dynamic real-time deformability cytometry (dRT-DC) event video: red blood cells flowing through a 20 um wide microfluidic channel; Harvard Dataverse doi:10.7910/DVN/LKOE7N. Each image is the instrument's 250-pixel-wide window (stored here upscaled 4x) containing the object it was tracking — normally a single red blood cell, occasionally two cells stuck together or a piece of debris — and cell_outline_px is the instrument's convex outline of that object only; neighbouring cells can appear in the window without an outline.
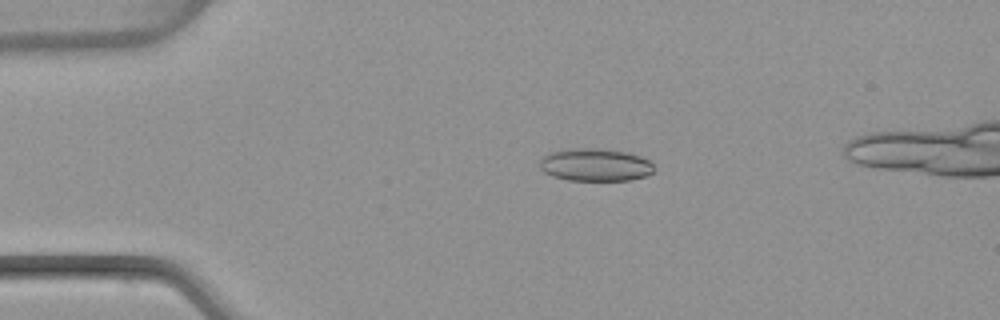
{"species": "common noctule bat (a hibernating species)", "species_latin": "Nyctalus noctula", "temperature_condition": "warm", "stored_images_in_passage": 46, "camera_frame_rate_fps": 3000, "um_per_image_px": 0.085, "animal": {"sex": "female", "body_mass_g": 22.7, "forearm_length_mm": 54.2}, "frame": {"image": 1, "passage_image": 9, "time_ms": 2.667, "image_size_px": [1000, 320], "cell_outline_px": [[652, 172], [648, 176], [632, 180], [568, 180], [552, 176], [544, 172], [540, 168], [540, 160], [548, 152], [568, 148], [600, 148], [628, 152], [640, 156], [648, 160], [652, 164]], "centroid_in_image_um": [50.58, 14.0], "position_along_channel_um": 34.4, "area_um2": 21.96}}
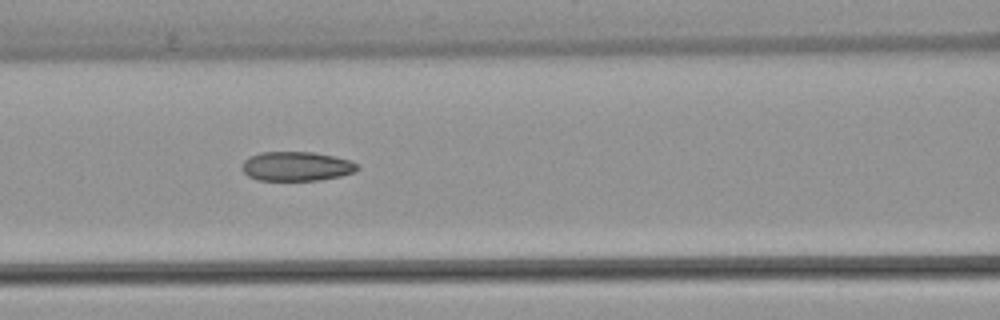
{"frame": {"image": 2, "passage_image": 20, "time_ms": 6.333, "image_size_px": [1000, 320], "cell_outline_px": [[360, 168], [356, 172], [340, 176], [316, 180], [256, 180], [248, 176], [244, 172], [244, 160], [248, 156], [260, 152], [312, 152], [352, 160]], "centroid_in_image_um": [25.22, 14.13], "position_along_channel_um": 141.4, "area_um2": 19.65}}
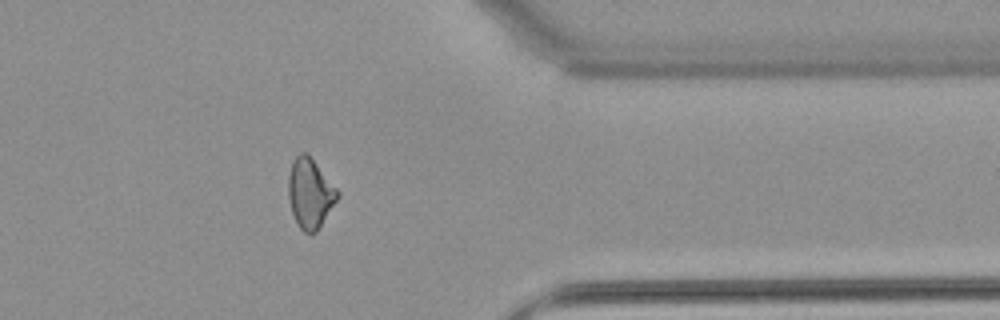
{"frame": {"image": 3, "passage_image": 39, "time_ms": 12.667, "image_size_px": [1000, 320], "cell_outline_px": [[340, 196], [316, 232], [304, 232], [300, 228], [292, 212], [288, 196], [288, 176], [292, 164], [296, 156], [300, 152], [304, 152], [316, 164], [340, 192]], "centroid_in_image_um": [26.36, 16.44], "position_along_channel_um": 385.0, "area_um2": 19.54}, "authors_computed_cell_mechanics": {"area_um2": 20.0277, "velocity_mm_per_s": 4.076, "shape_relaxation_time_tau1_ms": null, "shape_relaxation_time_tau2_ms": 2.177, "deformation_change_tau1": null, "deformation_change_tau2": 0.0946}}